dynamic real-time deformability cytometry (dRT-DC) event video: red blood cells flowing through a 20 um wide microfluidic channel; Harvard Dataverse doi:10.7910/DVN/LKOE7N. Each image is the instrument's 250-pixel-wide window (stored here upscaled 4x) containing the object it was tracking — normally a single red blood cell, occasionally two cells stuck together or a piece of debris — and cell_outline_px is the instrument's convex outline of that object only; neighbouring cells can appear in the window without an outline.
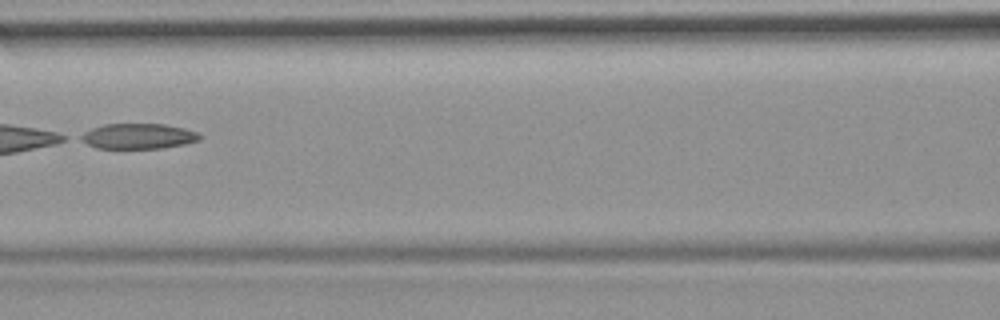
{"species": "common noctule bat (a hibernating species)", "species_latin": "Nyctalus noctula", "temperature_condition": "room temperature", "stored_images_in_passage": 10, "camera_frame_rate_fps": 3000, "um_per_image_px": 0.085, "animal": {"sex": "female", "body_mass_g": 19.9}, "frame": {"image": 1, "passage_image": 6, "time_ms": 7.0, "image_size_px": [1000, 320], "cell_outline_px": [[200, 140], [184, 144], [160, 148], [96, 148], [80, 140], [76, 136], [92, 128], [104, 124], [164, 124], [184, 128], [200, 132]], "centroid_in_image_um": [11.73, 11.57], "position_along_channel_um": 154.9, "area_um2": 17.63}}
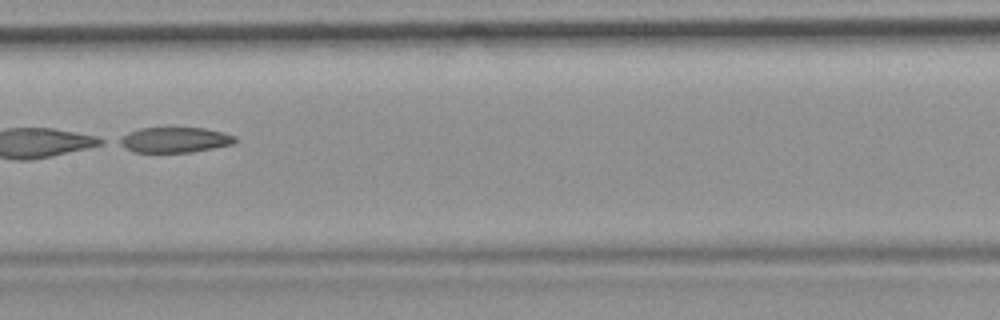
{"frame": {"image": 2, "passage_image": 7, "time_ms": 8.0, "image_size_px": [1000, 320], "cell_outline_px": [[236, 140], [232, 144], [192, 152], [132, 152], [116, 144], [116, 140], [128, 132], [140, 128], [204, 128], [224, 132], [236, 136]], "centroid_in_image_um": [14.79, 11.89], "position_along_channel_um": 192.6, "area_um2": 17.22}}
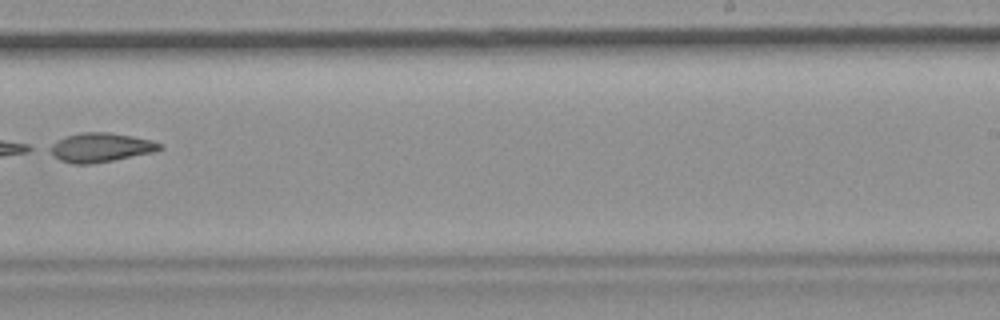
{"frame": {"image": 3, "passage_image": 9, "time_ms": 10.333, "image_size_px": [1000, 320], "cell_outline_px": [[164, 148], [152, 152], [92, 164], [72, 164], [60, 160], [44, 148], [56, 140], [64, 136], [80, 132], [108, 132], [132, 136], [152, 140], [164, 144]], "centroid_in_image_um": [8.49, 12.52], "position_along_channel_um": 280.5, "area_um2": 18.9}}